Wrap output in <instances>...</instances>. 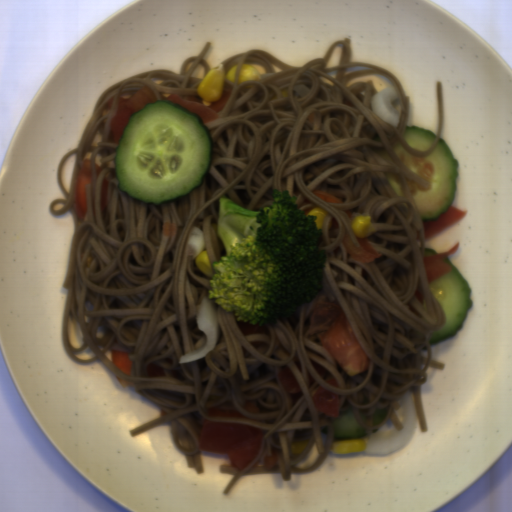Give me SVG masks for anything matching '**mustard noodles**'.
<instances>
[{
  "label": "mustard noodles",
  "mask_w": 512,
  "mask_h": 512,
  "mask_svg": "<svg viewBox=\"0 0 512 512\" xmlns=\"http://www.w3.org/2000/svg\"><path fill=\"white\" fill-rule=\"evenodd\" d=\"M187 57L180 73L155 69L118 80L97 99L78 147L59 161L56 178L64 198L49 204L60 216L71 211L73 234L62 287L64 351L78 364L99 360L114 375L133 382L137 394L168 414L129 430L136 437L171 422L172 445L188 468L205 473L199 449L204 419L262 430L257 457L233 474L223 490L233 491L244 475L312 473L328 458L335 441L331 417L313 397L322 386L339 395V412L351 411L365 429L393 423L399 400L410 391L420 430L428 432L422 385L434 359L433 330L448 316L430 287L424 255L425 221L407 177L422 188L431 183L395 152L429 156L445 124L444 84L436 82L437 138L429 150L404 137L411 98L399 79L372 63L350 62L351 39L336 40L323 58L290 66L262 49L223 59V90L231 93L218 118L203 123L212 154L200 187L160 205L144 203L119 189L112 123L120 97L149 87L156 101L198 96L211 70L204 57ZM238 63V64H237ZM236 67V81L227 70ZM260 70V80L238 84L240 68ZM381 74L399 95L398 127L372 111L373 81L351 79ZM83 158L91 159L86 183V218L78 221L75 185ZM274 189L298 197L304 214L327 212L320 249L327 262L324 287L315 301L282 317L263 334H243L234 313L218 306V344L205 358L180 363L202 336L197 325L200 289L211 279L186 251L193 227L204 231L210 261L223 245L216 234L220 197L259 212L272 205ZM358 213L370 215L374 234L359 239L351 228ZM318 301L342 307L370 359L365 372L349 377L310 335L309 316ZM113 351L129 353L132 372L112 364ZM289 366L302 392L289 394L278 375Z\"/></svg>",
  "instance_id": "obj_1"
}]
</instances>
